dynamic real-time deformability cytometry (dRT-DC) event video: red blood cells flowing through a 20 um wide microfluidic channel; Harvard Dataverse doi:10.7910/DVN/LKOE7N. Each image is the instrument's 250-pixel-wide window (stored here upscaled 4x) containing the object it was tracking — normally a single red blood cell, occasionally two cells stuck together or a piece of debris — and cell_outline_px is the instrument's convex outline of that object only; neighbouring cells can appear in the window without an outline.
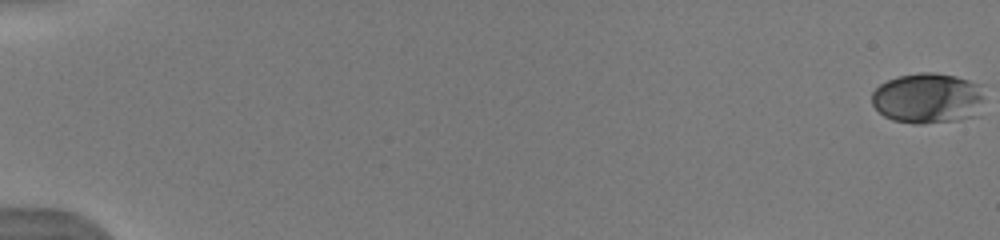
{"species": "human", "species_latin": "Homo sapiens", "temperature_condition": "warm", "stored_images_in_passage": 52, "camera_frame_rate_fps": 3000, "um_per_image_px": 0.085, "donor": {"sex": "male"}, "frame": {"image": 1, "passage_image": 1, "time_ms": 0.0, "image_size_px": [1000, 240], "cell_outline_px": [[980, 100], [976, 116], [960, 120], [924, 124], [912, 124], [892, 120], [884, 116], [872, 104], [872, 92], [880, 84], [896, 76], [920, 72], [936, 72], [956, 76], [980, 84]], "centroid_in_image_um": [78.81, 8.35], "position_along_channel_um": 6.2, "area_um2": 33.18}}
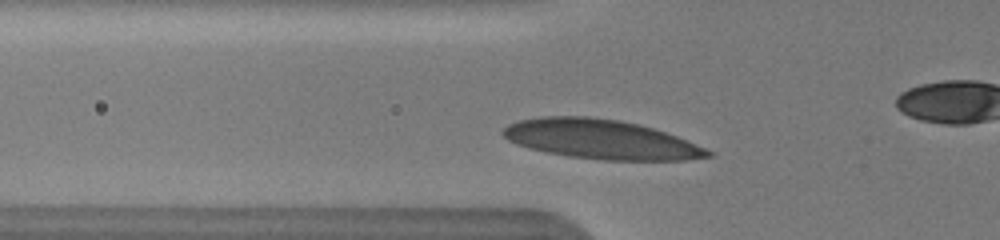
{"frame": {"image": 2, "passage_image": 18, "time_ms": 5.0, "image_size_px": [1000, 240], "cell_outline_px": [[712, 156], [684, 160], [604, 160], [568, 156], [528, 148], [516, 144], [508, 140], [500, 132], [508, 124], [520, 120], [544, 116], [588, 116], [620, 120], [640, 124], [676, 136], [704, 148], [712, 152]], "centroid_in_image_um": [51.03, 11.83], "position_along_channel_um": 74.8, "area_um2": 46.76}}
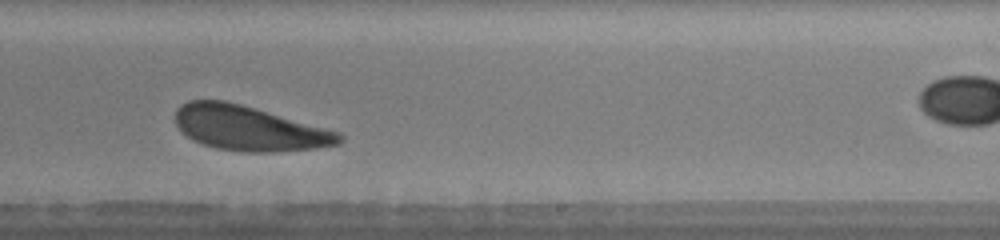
{"frame": {"image": 3, "passage_image": 36, "time_ms": 10.0, "image_size_px": [1000, 240], "cell_outline_px": [[344, 140], [340, 144], [316, 148], [272, 152], [244, 152], [216, 148], [204, 144], [188, 136], [176, 124], [176, 108], [180, 104], [188, 100], [224, 100], [240, 104], [340, 132], [344, 136]], "centroid_in_image_um": [21.19, 10.9], "position_along_channel_um": 267.8, "area_um2": 42.43}, "authors_computed_cell_mechanics": {"area_um2": 43.7257, "velocity_mm_per_s": 3.8789, "shape_relaxation_time_tau1_ms": 2.5527, "shape_relaxation_time_tau2_ms": null, "deformation_change_tau1": 0.1086, "deformation_change_tau2": null}}